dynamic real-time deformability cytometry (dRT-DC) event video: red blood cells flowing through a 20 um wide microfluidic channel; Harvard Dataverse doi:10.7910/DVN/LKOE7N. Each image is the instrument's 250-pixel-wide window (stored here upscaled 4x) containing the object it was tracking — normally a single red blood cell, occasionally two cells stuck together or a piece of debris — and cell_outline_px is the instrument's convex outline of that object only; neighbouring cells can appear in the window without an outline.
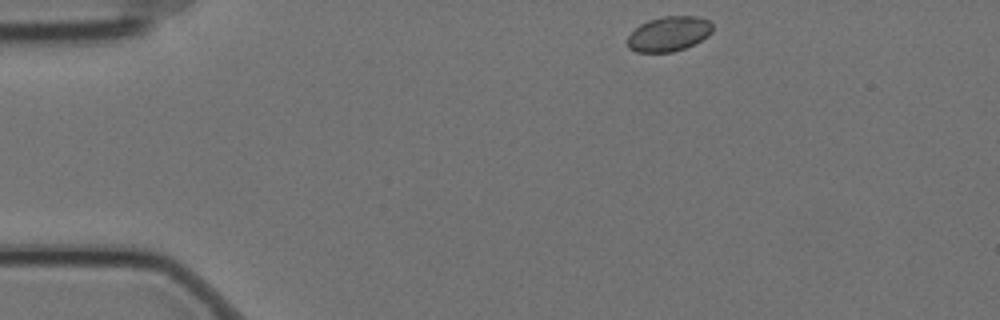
{"species": "Egyptian fruit bat (a non-hibernating species)", "species_latin": "Rousettus aegyptiacus", "temperature_condition": "cold", "stored_images_in_passage": 3, "camera_frame_rate_fps": 3000, "um_per_image_px": 0.085, "animal": {"sex": "female"}, "frame": {"image": 1, "passage_image": 1, "time_ms": 0.0, "image_size_px": [1000, 320], "cell_outline_px": [[712, 32], [708, 36], [684, 48], [672, 52], [636, 52], [628, 48], [628, 36], [640, 24], [648, 20], [664, 16], [700, 16], [708, 20], [712, 24]], "centroid_in_image_um": [56.85, 2.87], "position_along_channel_um": 28.2, "area_um2": 17.22}}